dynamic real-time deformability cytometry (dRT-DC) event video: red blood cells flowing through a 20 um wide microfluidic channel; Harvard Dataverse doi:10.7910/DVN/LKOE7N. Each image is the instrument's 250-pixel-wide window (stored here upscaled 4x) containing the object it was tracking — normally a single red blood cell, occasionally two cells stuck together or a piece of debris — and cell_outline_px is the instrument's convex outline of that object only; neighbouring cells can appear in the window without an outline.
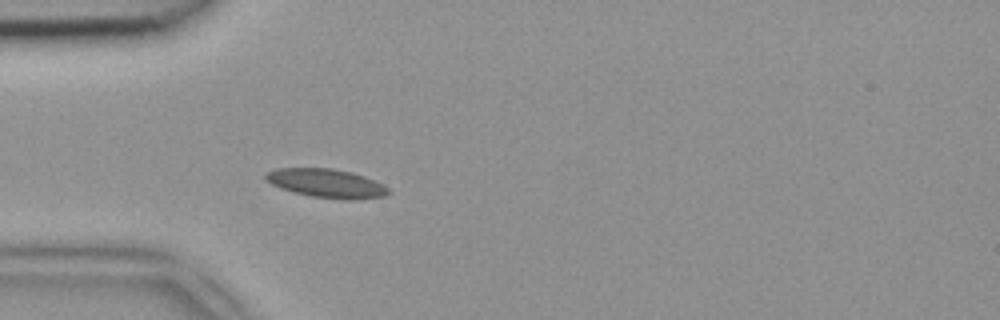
{"species": "common noctule bat (a hibernating species)", "species_latin": "Nyctalus noctula", "temperature_condition": "room temperature", "stored_images_in_passage": 41, "camera_frame_rate_fps": 3000, "um_per_image_px": 0.085, "animal": {"sex": "female", "body_mass_g": 18.4}, "frame": {"image": 1, "passage_image": 9, "time_ms": 2.667, "image_size_px": [1000, 320], "cell_outline_px": [[392, 192], [384, 196], [352, 200], [344, 200], [312, 196], [292, 192], [280, 188], [264, 180], [264, 176], [268, 172], [276, 168], [332, 168], [352, 172], [364, 176], [388, 188]], "centroid_in_image_um": [27.72, 15.58], "position_along_channel_um": 57.3, "area_um2": 20.58}}
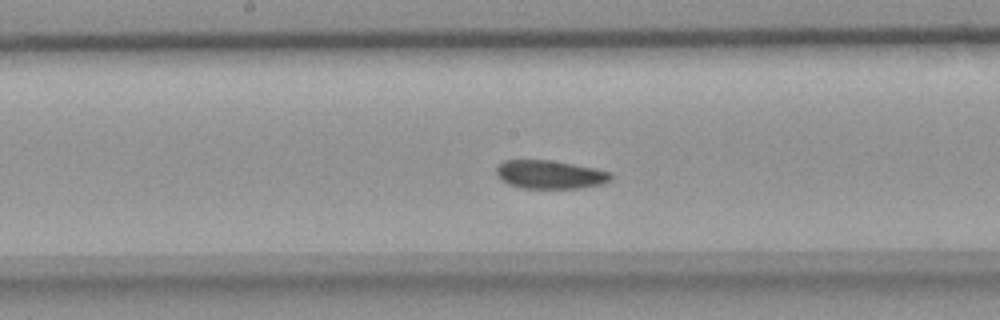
{"frame": {"image": 2, "passage_image": 20, "time_ms": 6.333, "image_size_px": [1000, 320], "cell_outline_px": [[612, 176], [608, 180], [600, 184], [580, 188], [524, 188], [508, 184], [500, 180], [496, 172], [496, 168], [504, 160], [552, 160], [596, 168], [612, 172]], "centroid_in_image_um": [46.74, 14.83], "position_along_channel_um": 201.5, "area_um2": 18.96}}
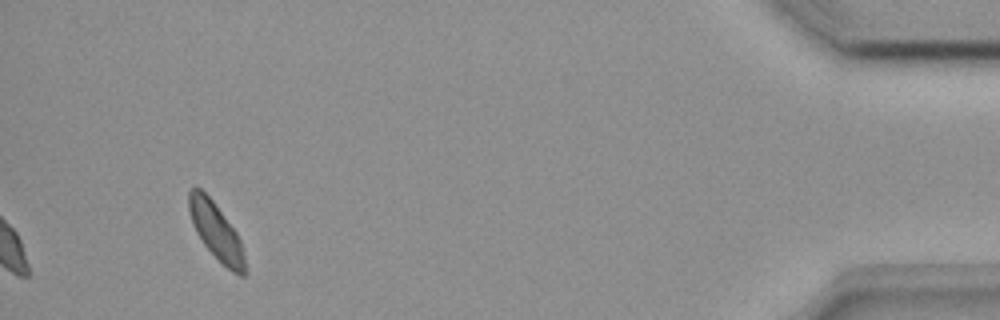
{"frame": {"image": 3, "passage_image": 41, "time_ms": 13.333, "image_size_px": [1000, 320], "cell_outline_px": [[248, 272], [244, 276], [240, 276], [232, 272], [204, 244], [196, 232], [192, 224], [188, 208], [188, 192], [196, 184], [212, 200], [236, 232], [240, 240], [244, 252]], "centroid_in_image_um": [18.38, 19.67], "position_along_channel_um": 416.8, "area_um2": 18.5}}